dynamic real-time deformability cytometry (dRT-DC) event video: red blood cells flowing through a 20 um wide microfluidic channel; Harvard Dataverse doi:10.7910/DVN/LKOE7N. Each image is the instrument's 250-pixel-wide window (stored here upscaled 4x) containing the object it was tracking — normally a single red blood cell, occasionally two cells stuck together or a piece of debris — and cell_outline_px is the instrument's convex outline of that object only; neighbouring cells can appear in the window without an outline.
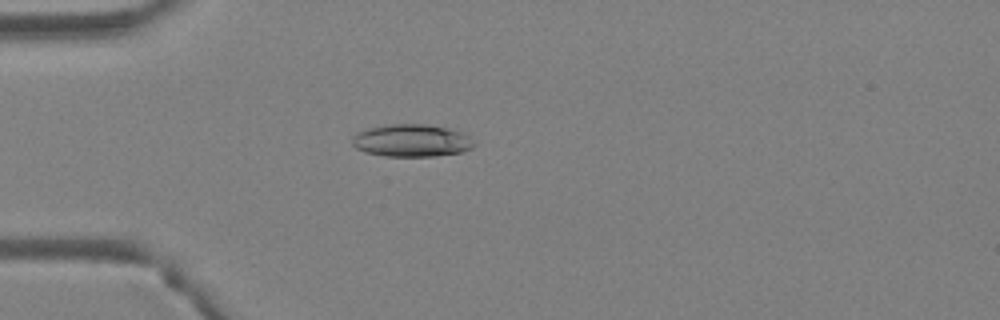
{"species": "Egyptian fruit bat (a non-hibernating species)", "species_latin": "Rousettus aegyptiacus", "temperature_condition": "warm", "stored_images_in_passage": 2, "camera_frame_rate_fps": 3000, "um_per_image_px": 0.085, "animal": {"sex": "female"}, "frame": {"image": 1, "passage_image": 2, "time_ms": 0.333, "image_size_px": [1000, 320], "cell_outline_px": [[476, 144], [472, 148], [460, 152], [436, 156], [384, 156], [364, 152], [356, 148], [352, 144], [352, 136], [356, 132], [368, 128], [388, 124], [428, 124], [460, 132], [468, 136]], "centroid_in_image_um": [34.94, 11.95], "position_along_channel_um": 50.1, "area_um2": 23.06}}